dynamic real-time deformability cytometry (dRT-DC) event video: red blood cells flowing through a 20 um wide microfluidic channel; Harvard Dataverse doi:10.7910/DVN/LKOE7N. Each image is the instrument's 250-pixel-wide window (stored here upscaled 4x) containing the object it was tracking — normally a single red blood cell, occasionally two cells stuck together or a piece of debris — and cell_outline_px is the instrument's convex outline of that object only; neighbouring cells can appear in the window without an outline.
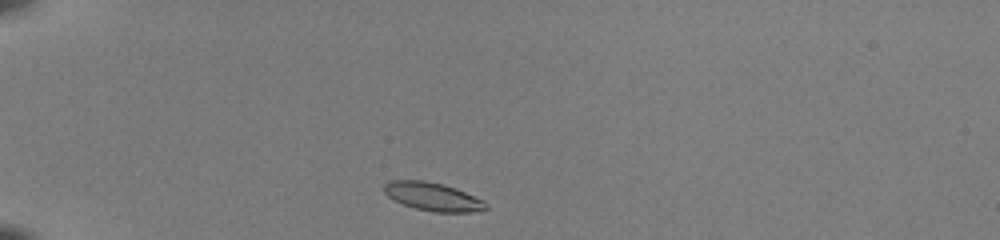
{"species": "common noctule bat (a hibernating species)", "species_latin": "Nyctalus noctula", "temperature_condition": "room temperature", "stored_images_in_passage": 37, "camera_frame_rate_fps": 3000, "um_per_image_px": 0.085, "animal": {"sex": "female", "body_mass_g": 22.0, "forearm_length_mm": 56.7}, "frame": {"image": 1, "passage_image": 1, "time_ms": 0.0, "image_size_px": [1000, 240], "cell_outline_px": [[488, 208], [472, 212], [436, 212], [416, 208], [404, 204], [388, 196], [384, 192], [384, 184], [392, 180], [424, 180], [444, 184], [456, 188], [484, 200], [488, 204]], "centroid_in_image_um": [36.82, 16.7], "position_along_channel_um": 48.2, "area_um2": 16.7}}
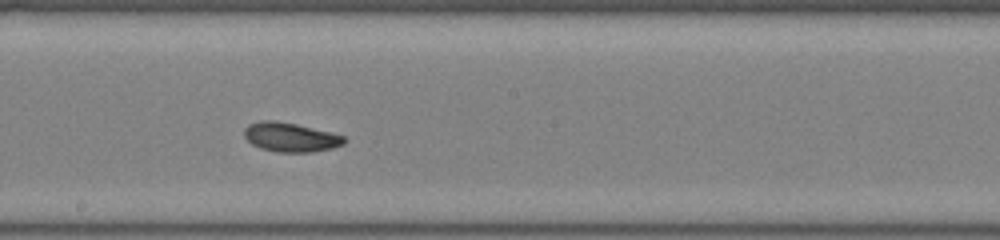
{"frame": {"image": 2, "passage_image": 17, "time_ms": 5.333, "image_size_px": [1000, 240], "cell_outline_px": [[348, 140], [344, 144], [332, 148], [312, 152], [276, 152], [260, 148], [252, 144], [244, 136], [244, 128], [248, 124], [260, 120], [276, 120], [296, 124], [332, 132], [344, 136]], "centroid_in_image_um": [24.7, 11.65], "position_along_channel_um": 223.5, "area_um2": 17.22}}
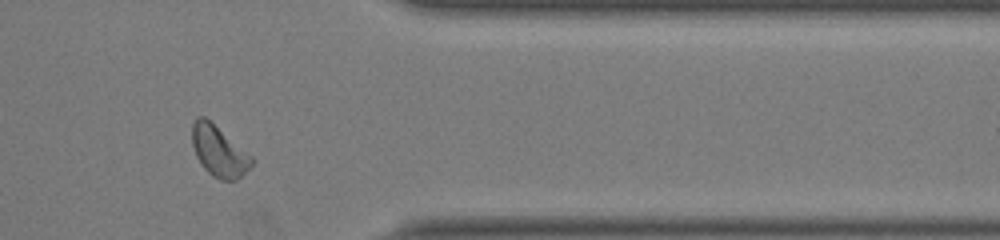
{"frame": {"image": 3, "passage_image": 30, "time_ms": 9.667, "image_size_px": [1000, 240], "cell_outline_px": [[256, 160], [236, 180], [220, 180], [212, 176], [204, 168], [196, 156], [192, 144], [192, 124], [196, 116], [204, 116], [252, 156]], "centroid_in_image_um": [18.59, 12.85], "position_along_channel_um": 392.8, "area_um2": 17.4}, "authors_computed_cell_mechanics": {"area_um2": 16.9932, "velocity_mm_per_s": 4.0517, "shape_relaxation_time_tau1_ms": 2.7365, "shape_relaxation_time_tau2_ms": 3.3566, "deformation_change_tau1": 0.1154, "deformation_change_tau2": 0.0841}}